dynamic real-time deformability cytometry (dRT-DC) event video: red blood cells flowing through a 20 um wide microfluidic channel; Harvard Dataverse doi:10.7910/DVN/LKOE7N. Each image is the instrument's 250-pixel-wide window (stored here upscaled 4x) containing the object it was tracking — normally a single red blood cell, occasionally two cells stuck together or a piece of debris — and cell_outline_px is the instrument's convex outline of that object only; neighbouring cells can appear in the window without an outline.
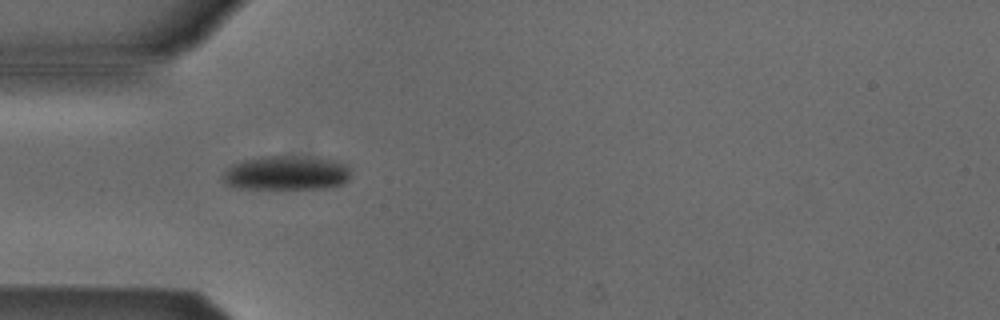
{"species": "Egyptian fruit bat (a non-hibernating species)", "species_latin": "Rousettus aegyptiacus", "temperature_condition": "cold", "stored_images_in_passage": 7, "camera_frame_rate_fps": 3000, "um_per_image_px": 0.085, "animal": {"sex": "male"}, "frame": {"image": 1, "passage_image": 3, "time_ms": 2.333, "image_size_px": [1000, 320], "cell_outline_px": [[348, 180], [340, 184], [324, 188], [240, 188], [224, 184], [220, 176], [228, 168], [244, 160], [264, 156], [284, 156], [336, 160], [344, 164], [348, 168]], "centroid_in_image_um": [24.28, 14.71], "position_along_channel_um": 60.7, "area_um2": 25.03}}
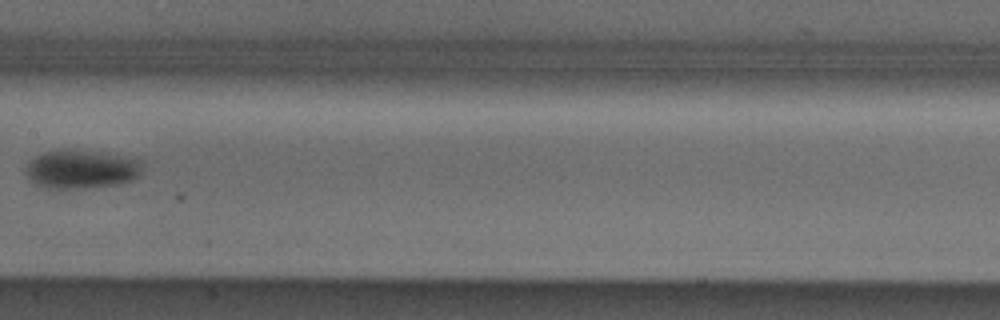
{"frame": {"image": 2, "passage_image": 6, "time_ms": 6.0, "image_size_px": [1000, 320], "cell_outline_px": [[140, 172], [132, 180], [120, 184], [76, 188], [48, 188], [36, 184], [28, 176], [28, 164], [36, 156], [44, 152], [64, 148], [100, 152], [140, 160]], "centroid_in_image_um": [6.9, 14.37], "position_along_channel_um": 200.5, "area_um2": 25.72}}
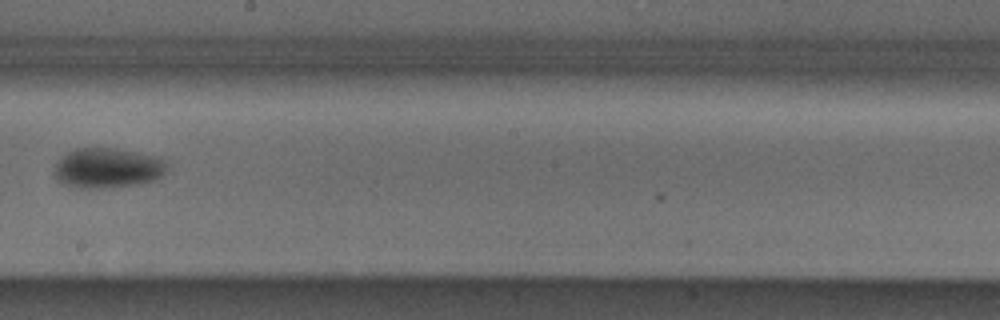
{"frame": {"image": 3, "passage_image": 7, "time_ms": 7.0, "image_size_px": [1000, 320], "cell_outline_px": [[168, 160], [164, 172], [156, 180], [140, 184], [116, 188], [72, 188], [56, 180], [52, 172], [56, 160], [60, 156], [76, 148], [112, 148], [136, 152]], "centroid_in_image_um": [9.07, 14.3], "position_along_channel_um": 239.1, "area_um2": 26.88}}